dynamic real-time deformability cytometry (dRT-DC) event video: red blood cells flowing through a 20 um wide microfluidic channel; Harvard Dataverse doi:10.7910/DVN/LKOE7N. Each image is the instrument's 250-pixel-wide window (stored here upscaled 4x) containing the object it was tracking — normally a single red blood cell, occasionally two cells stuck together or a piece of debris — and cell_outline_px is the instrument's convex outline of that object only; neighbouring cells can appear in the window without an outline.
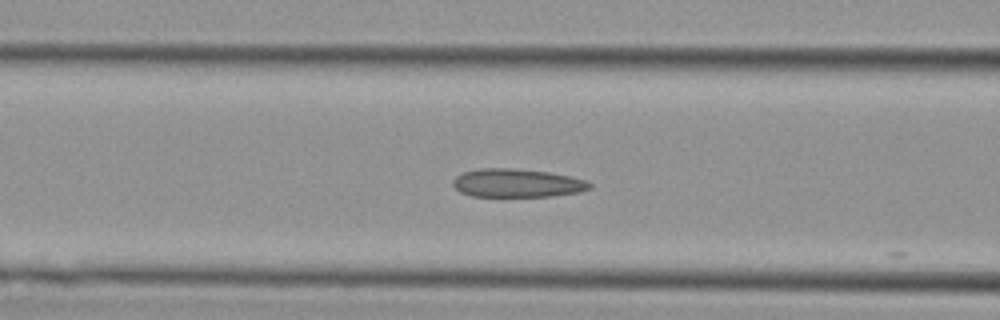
{"species": "Egyptian fruit bat (a non-hibernating species)", "species_latin": "Rousettus aegyptiacus", "temperature_condition": "cold", "stored_images_in_passage": 4, "camera_frame_rate_fps": 3000, "um_per_image_px": 0.085, "animal": {"sex": "female"}, "frame": {"image": 1, "passage_image": 3, "time_ms": 0.667, "image_size_px": [1000, 320], "cell_outline_px": [[592, 188], [576, 192], [552, 196], [472, 196], [460, 192], [452, 184], [452, 180], [456, 176], [464, 172], [480, 168], [512, 168], [548, 172], [568, 176], [584, 180], [592, 184]], "centroid_in_image_um": [43.91, 15.56], "position_along_channel_um": 122.7, "area_um2": 22.43}}